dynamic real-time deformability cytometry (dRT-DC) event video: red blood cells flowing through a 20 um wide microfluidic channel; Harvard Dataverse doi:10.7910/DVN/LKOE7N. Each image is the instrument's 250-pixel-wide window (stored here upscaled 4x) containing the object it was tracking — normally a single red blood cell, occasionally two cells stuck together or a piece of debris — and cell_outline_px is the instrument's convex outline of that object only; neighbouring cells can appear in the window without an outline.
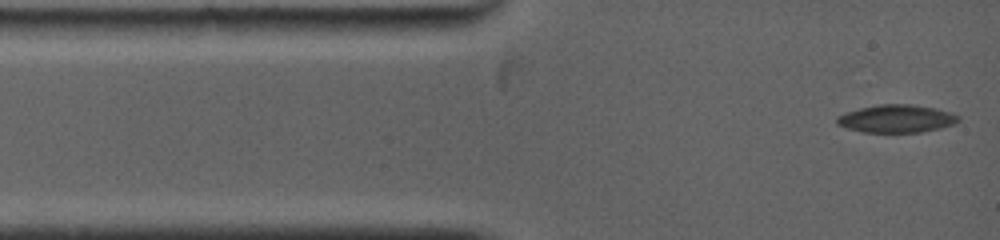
{"species": "common noctule bat (a hibernating species)", "species_latin": "Nyctalus noctula", "temperature_condition": "warm", "stored_images_in_passage": 35, "camera_frame_rate_fps": 5000, "um_per_image_px": 0.085, "animal": {"sex": "female", "body_mass_g": 19.0, "forearm_length_mm": 53.3}, "frame": {"image": 1, "passage_image": 1, "time_ms": 0.0, "image_size_px": [1000, 240], "cell_outline_px": [[960, 120], [956, 124], [940, 128], [920, 132], [864, 132], [848, 128], [836, 124], [836, 116], [844, 112], [860, 108], [880, 104], [912, 104], [936, 108], [960, 116]], "centroid_in_image_um": [76.2, 10.08], "position_along_channel_um": 8.8, "area_um2": 19.77}}
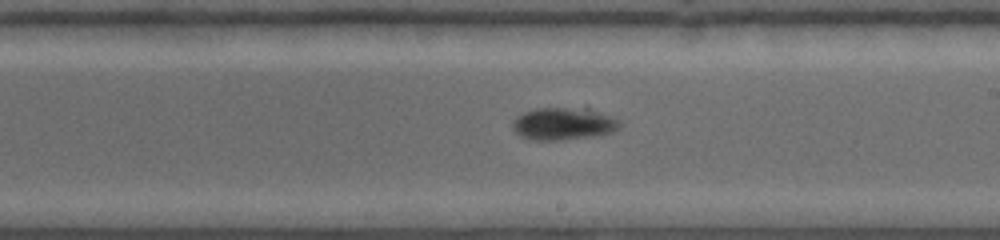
{"frame": {"image": 2, "passage_image": 16, "time_ms": 7.0, "image_size_px": [1000, 240], "cell_outline_px": [[620, 128], [612, 132], [600, 136], [560, 140], [528, 140], [520, 136], [512, 128], [512, 124], [516, 116], [524, 112], [536, 108], [588, 104], [612, 116], [620, 124]], "centroid_in_image_um": [47.95, 10.46], "position_along_channel_um": 241.0, "area_um2": 21.56}}
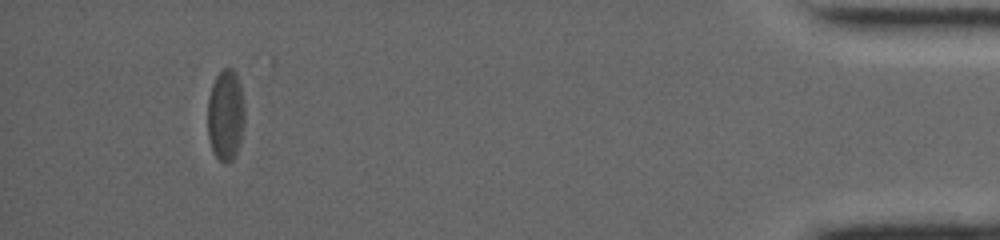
{"frame": {"image": 3, "passage_image": 30, "time_ms": 13.8, "image_size_px": [1000, 240], "cell_outline_px": [[244, 124], [240, 140], [236, 152], [232, 160], [228, 164], [224, 164], [216, 156], [212, 148], [208, 136], [208, 96], [212, 84], [216, 76], [224, 68], [232, 68], [236, 72], [240, 84], [244, 100]], "centroid_in_image_um": [19.18, 9.76], "position_along_channel_um": 416.0, "area_um2": 19.77}, "authors_computed_cell_mechanics": {"area_um2": 19.9988, "velocity_mm_per_s": 3.9014, "shape_relaxation_time_tau1_ms": 2.6582, "shape_relaxation_time_tau2_ms": null, "deformation_change_tau1": 0.1364, "deformation_change_tau2": null}}